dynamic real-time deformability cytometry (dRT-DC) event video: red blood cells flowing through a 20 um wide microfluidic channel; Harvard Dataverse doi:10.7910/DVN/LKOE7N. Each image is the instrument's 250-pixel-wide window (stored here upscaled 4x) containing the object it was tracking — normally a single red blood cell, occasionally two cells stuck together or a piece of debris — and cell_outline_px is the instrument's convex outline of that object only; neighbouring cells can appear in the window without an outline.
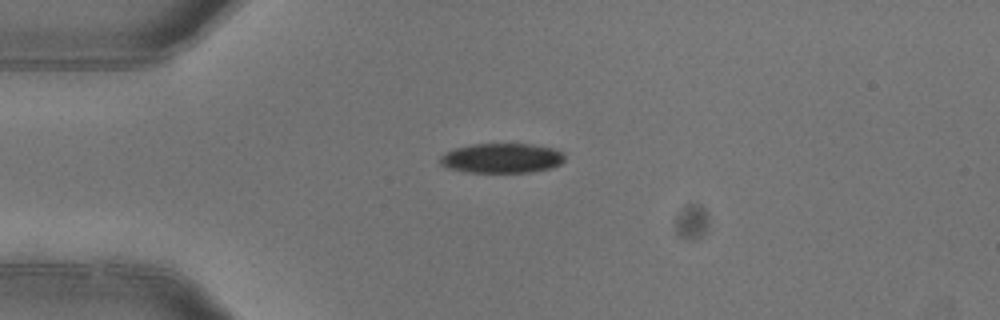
{"species": "common noctule bat (a hibernating species)", "species_latin": "Nyctalus noctula", "temperature_condition": "warm", "stored_images_in_passage": 2, "camera_frame_rate_fps": 3000, "um_per_image_px": 0.085, "animal": {"sex": "female"}, "frame": {"image": 1, "passage_image": 1, "time_ms": 0.0, "image_size_px": [1000, 320], "cell_outline_px": [[564, 160], [560, 164], [552, 168], [528, 172], [468, 172], [448, 168], [440, 164], [440, 156], [456, 148], [472, 144], [532, 144], [552, 148], [564, 152]], "centroid_in_image_um": [42.68, 13.44], "position_along_channel_um": 42.3, "area_um2": 21.5}}